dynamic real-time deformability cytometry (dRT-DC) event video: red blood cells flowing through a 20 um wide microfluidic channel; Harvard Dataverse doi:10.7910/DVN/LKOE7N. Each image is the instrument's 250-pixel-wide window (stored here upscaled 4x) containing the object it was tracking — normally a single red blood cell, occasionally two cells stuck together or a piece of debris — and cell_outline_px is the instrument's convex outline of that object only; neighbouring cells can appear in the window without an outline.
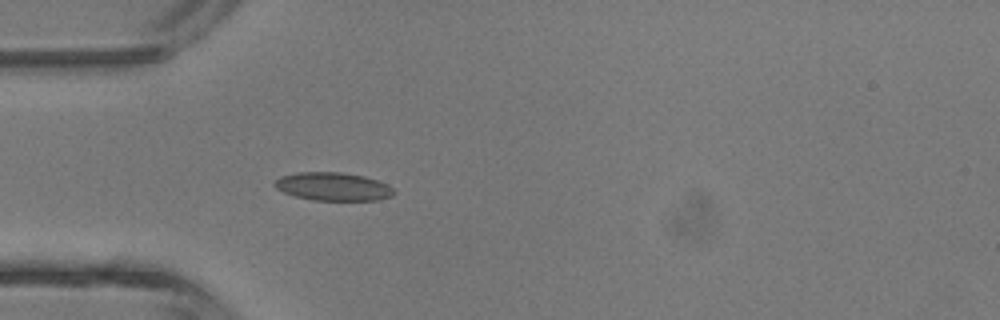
{"species": "common noctule bat (a hibernating species)", "species_latin": "Nyctalus noctula", "temperature_condition": "room temperature", "stored_images_in_passage": 4, "camera_frame_rate_fps": 3000, "um_per_image_px": 0.085, "animal": {"sex": "male", "body_mass_g": 13.3}, "frame": {"image": 1, "passage_image": 4, "time_ms": 3.667, "image_size_px": [1000, 320], "cell_outline_px": [[396, 192], [392, 196], [380, 200], [312, 200], [296, 196], [284, 192], [276, 188], [272, 184], [280, 176], [296, 172], [340, 172], [364, 176], [388, 184]], "centroid_in_image_um": [28.31, 15.85], "position_along_channel_um": 56.7, "area_um2": 19.65}}